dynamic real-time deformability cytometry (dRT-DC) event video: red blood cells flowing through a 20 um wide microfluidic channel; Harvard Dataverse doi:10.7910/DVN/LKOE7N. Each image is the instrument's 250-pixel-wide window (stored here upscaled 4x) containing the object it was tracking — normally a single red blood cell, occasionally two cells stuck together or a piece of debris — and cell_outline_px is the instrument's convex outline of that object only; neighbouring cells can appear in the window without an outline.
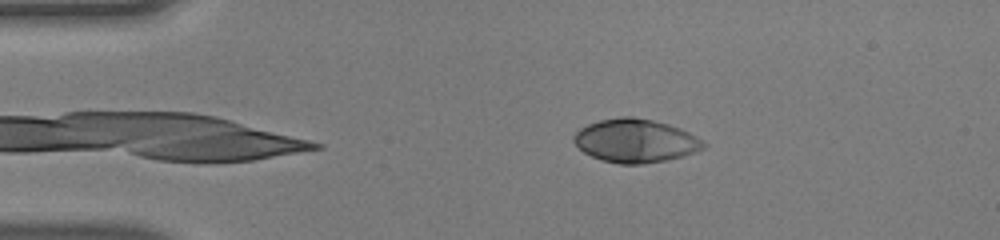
{"species": "human", "species_latin": "Homo sapiens", "temperature_condition": "warm", "stored_images_in_passage": 42, "camera_frame_rate_fps": 3000, "um_per_image_px": 0.085, "donor": {"sex": "male"}, "frame": {"image": 1, "passage_image": 2, "time_ms": 0.333, "image_size_px": [1000, 240], "cell_outline_px": [[708, 144], [704, 148], [684, 156], [668, 160], [644, 164], [620, 164], [600, 160], [584, 152], [572, 140], [572, 136], [580, 128], [588, 124], [600, 120], [620, 116], [632, 116], [652, 120], [668, 124], [680, 128], [704, 140]], "centroid_in_image_um": [54.03, 11.97], "position_along_channel_um": 31.0, "area_um2": 33.06}}
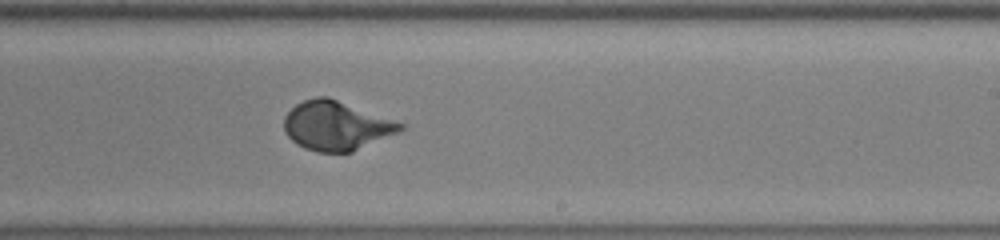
{"frame": {"image": 2, "passage_image": 23, "time_ms": 7.333, "image_size_px": [1000, 240], "cell_outline_px": [[404, 128], [400, 132], [352, 152], [316, 152], [304, 148], [296, 144], [284, 132], [284, 116], [296, 104], [304, 100], [316, 96], [328, 96], [404, 124]], "centroid_in_image_um": [28.56, 10.69], "position_along_channel_um": 260.4, "area_um2": 33.29}}
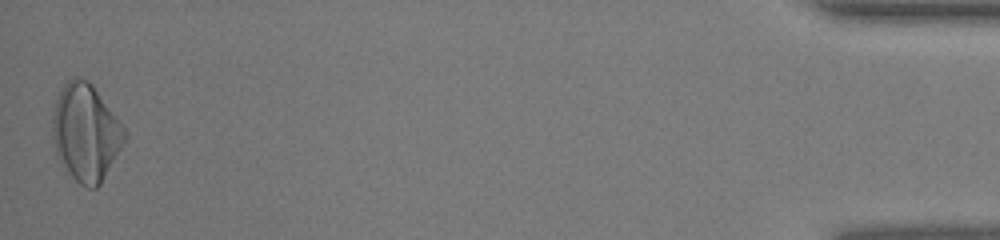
{"frame": {"image": 3, "passage_image": 42, "time_ms": 13.667, "image_size_px": [1000, 240], "cell_outline_px": [[128, 136], [100, 184], [96, 188], [88, 188], [80, 184], [60, 164], [56, 152], [52, 136], [52, 120], [56, 100], [64, 84], [68, 80], [76, 76], [88, 80], [92, 84], [124, 128]], "centroid_in_image_um": [7.28, 11.27], "position_along_channel_um": 427.9, "area_um2": 40.4}, "authors_computed_cell_mechanics": {"area_um2": 32.946, "velocity_mm_per_s": 4.0951, "shape_relaxation_time_tau1_ms": 2.7187, "shape_relaxation_time_tau2_ms": null, "deformation_change_tau1": 0.1941, "deformation_change_tau2": null}}